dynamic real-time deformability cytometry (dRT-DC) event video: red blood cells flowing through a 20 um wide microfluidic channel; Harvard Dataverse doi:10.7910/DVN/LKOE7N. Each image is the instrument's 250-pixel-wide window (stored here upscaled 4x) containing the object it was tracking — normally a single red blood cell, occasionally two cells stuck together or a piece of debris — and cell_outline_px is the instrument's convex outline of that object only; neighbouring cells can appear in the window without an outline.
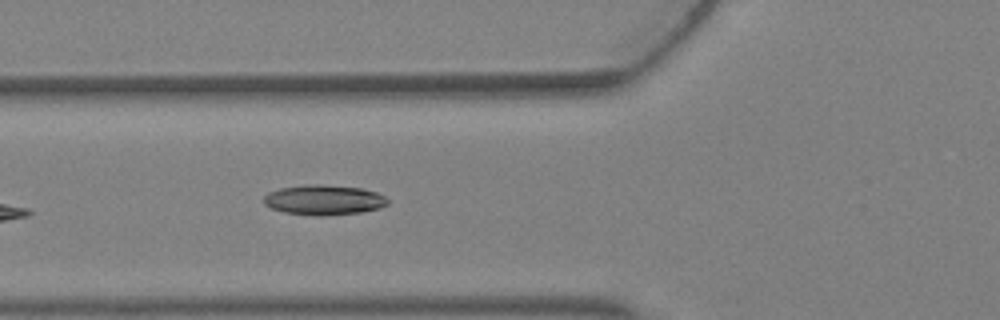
{"species": "Egyptian fruit bat (a non-hibernating species)", "species_latin": "Rousettus aegyptiacus", "temperature_condition": "warm", "stored_images_in_passage": 5, "camera_frame_rate_fps": 3000, "um_per_image_px": 0.085, "animal": {"sex": "female"}, "frame": {"image": 1, "passage_image": 5, "time_ms": 1.333, "image_size_px": [1000, 320], "cell_outline_px": [[388, 204], [380, 208], [360, 212], [320, 216], [316, 216], [284, 212], [272, 208], [264, 204], [264, 196], [268, 192], [280, 188], [304, 184], [316, 184], [360, 188], [376, 192], [384, 196], [388, 200]], "centroid_in_image_um": [27.51, 16.99], "position_along_channel_um": 98.3, "area_um2": 21.62}}